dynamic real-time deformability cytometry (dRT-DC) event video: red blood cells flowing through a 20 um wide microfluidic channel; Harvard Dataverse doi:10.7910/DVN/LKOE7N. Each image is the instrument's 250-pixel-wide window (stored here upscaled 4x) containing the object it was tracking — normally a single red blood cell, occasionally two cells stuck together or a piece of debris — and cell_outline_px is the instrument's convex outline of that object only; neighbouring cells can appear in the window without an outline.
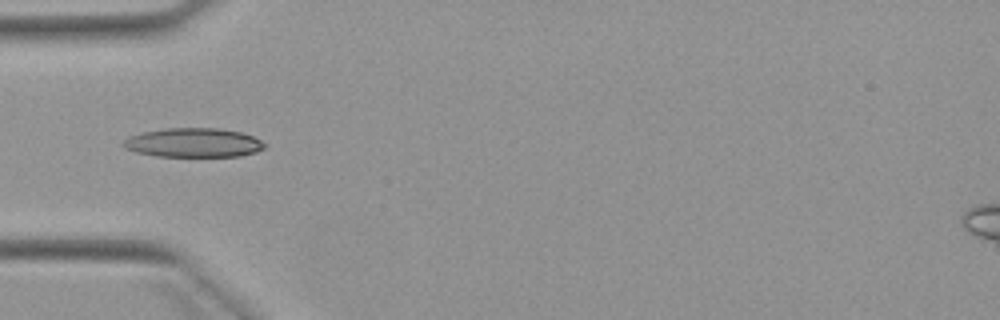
{"species": "Egyptian fruit bat (a non-hibernating species)", "species_latin": "Rousettus aegyptiacus", "temperature_condition": "warm", "stored_images_in_passage": 4, "camera_frame_rate_fps": 3000, "um_per_image_px": 0.085, "animal": {"sex": "female"}, "frame": {"image": 1, "passage_image": 4, "time_ms": 3.333, "image_size_px": [1000, 320], "cell_outline_px": [[268, 144], [264, 148], [256, 152], [240, 156], [156, 156], [136, 152], [124, 148], [120, 144], [128, 136], [144, 132], [168, 128], [216, 128], [240, 132], [252, 136]], "centroid_in_image_um": [16.43, 12.13], "position_along_channel_um": 68.6, "area_um2": 23.99}}